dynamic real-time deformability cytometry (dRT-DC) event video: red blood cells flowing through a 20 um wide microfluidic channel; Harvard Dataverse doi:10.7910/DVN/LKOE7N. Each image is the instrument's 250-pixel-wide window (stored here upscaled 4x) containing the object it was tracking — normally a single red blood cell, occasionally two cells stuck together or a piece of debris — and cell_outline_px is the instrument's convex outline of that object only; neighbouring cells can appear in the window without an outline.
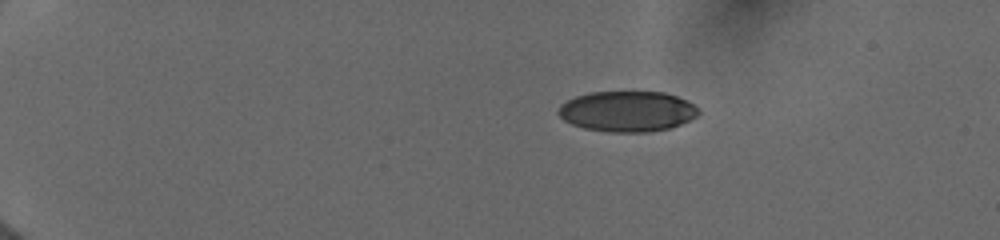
{"species": "human", "species_latin": "Homo sapiens", "temperature_condition": "cold", "stored_images_in_passage": 38, "camera_frame_rate_fps": 3000, "um_per_image_px": 0.085, "donor": {"sex": "female"}, "frame": {"image": 1, "passage_image": 1, "time_ms": 0.0, "image_size_px": [1000, 240], "cell_outline_px": [[700, 112], [696, 116], [680, 124], [668, 128], [648, 132], [608, 132], [584, 128], [572, 124], [564, 120], [556, 112], [560, 104], [576, 96], [588, 92], [664, 92], [688, 100]], "centroid_in_image_um": [53.28, 9.46], "position_along_channel_um": 31.7, "area_um2": 33.06}}
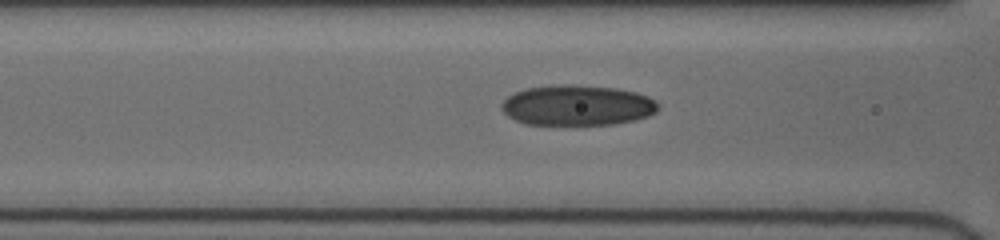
{"frame": {"image": 2, "passage_image": 27, "time_ms": 4.667, "image_size_px": [1000, 240], "cell_outline_px": [[660, 108], [656, 112], [648, 116], [636, 120], [612, 124], [524, 124], [508, 116], [500, 108], [500, 104], [508, 96], [524, 88], [548, 84], [576, 84], [616, 88], [636, 92], [648, 96], [656, 100], [660, 104]], "centroid_in_image_um": [49.08, 8.93], "position_along_channel_um": 117.5, "area_um2": 37.4}}
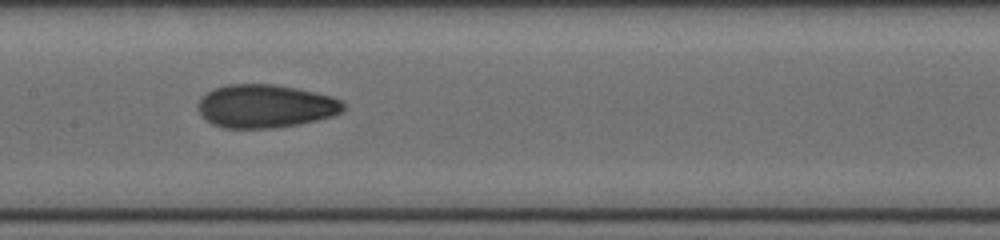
{"frame": {"image": 3, "passage_image": 37, "time_ms": 6.333, "image_size_px": [1000, 240], "cell_outline_px": [[344, 108], [340, 112], [332, 116], [316, 120], [276, 128], [224, 128], [212, 124], [200, 112], [200, 100], [212, 88], [228, 84], [276, 84], [316, 92], [332, 96], [340, 100], [344, 104]], "centroid_in_image_um": [22.58, 9.01], "position_along_channel_um": 184.8, "area_um2": 36.36}}